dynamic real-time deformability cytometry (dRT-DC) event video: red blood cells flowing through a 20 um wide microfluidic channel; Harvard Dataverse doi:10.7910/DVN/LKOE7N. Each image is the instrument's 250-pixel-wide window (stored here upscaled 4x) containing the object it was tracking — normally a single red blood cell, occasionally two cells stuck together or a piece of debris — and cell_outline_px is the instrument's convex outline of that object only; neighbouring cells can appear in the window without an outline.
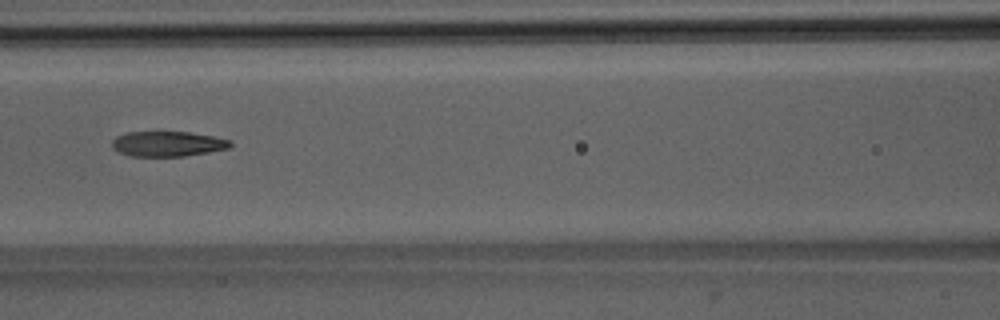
{"species": "Egyptian fruit bat (a non-hibernating species)", "species_latin": "Rousettus aegyptiacus", "temperature_condition": "room temperature", "stored_images_in_passage": 7, "camera_frame_rate_fps": 3000, "um_per_image_px": 0.085, "animal": {"sex": "male"}, "frame": {"image": 1, "passage_image": 7, "time_ms": 6.667, "image_size_px": [1000, 320], "cell_outline_px": [[232, 144], [228, 148], [208, 152], [184, 156], [128, 156], [112, 148], [112, 140], [116, 136], [128, 132], [188, 132], [212, 136], [232, 140]], "centroid_in_image_um": [14.23, 12.23], "position_along_channel_um": 152.4, "area_um2": 17.28}}